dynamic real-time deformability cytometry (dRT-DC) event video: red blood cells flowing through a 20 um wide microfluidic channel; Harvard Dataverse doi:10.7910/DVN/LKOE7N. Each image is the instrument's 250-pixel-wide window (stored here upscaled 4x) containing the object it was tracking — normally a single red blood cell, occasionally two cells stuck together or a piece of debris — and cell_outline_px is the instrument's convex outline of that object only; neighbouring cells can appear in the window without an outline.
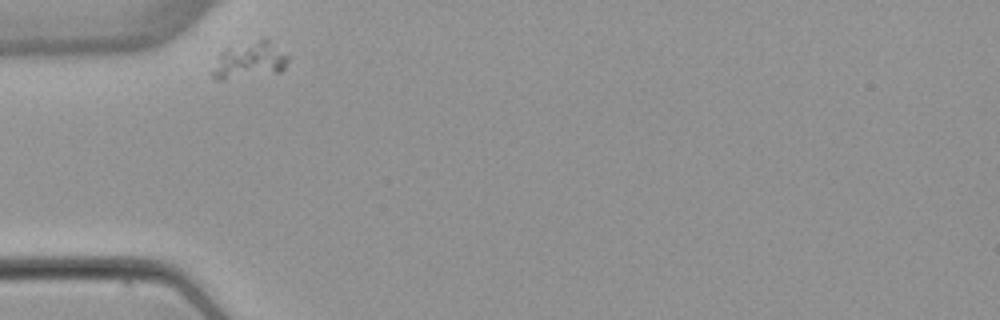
{"species": "common noctule bat (a hibernating species)", "species_latin": "Nyctalus noctula", "temperature_condition": "warm", "stored_images_in_passage": 2, "camera_frame_rate_fps": 3000, "um_per_image_px": 0.085, "animal": {"sex": "female", "body_mass_g": 22.7, "forearm_length_mm": 54.2}, "frame": {"image": 1, "passage_image": 1, "time_ms": 0.0, "image_size_px": [1000, 320], "cell_outline_px": [[288, 60], [284, 68], [280, 72], [220, 80], [216, 80], [212, 76], [212, 72], [220, 52], [224, 48], [260, 40], [268, 40], [288, 56]], "centroid_in_image_um": [21.19, 5.15], "position_along_channel_um": 63.8, "area_um2": 15.66}}